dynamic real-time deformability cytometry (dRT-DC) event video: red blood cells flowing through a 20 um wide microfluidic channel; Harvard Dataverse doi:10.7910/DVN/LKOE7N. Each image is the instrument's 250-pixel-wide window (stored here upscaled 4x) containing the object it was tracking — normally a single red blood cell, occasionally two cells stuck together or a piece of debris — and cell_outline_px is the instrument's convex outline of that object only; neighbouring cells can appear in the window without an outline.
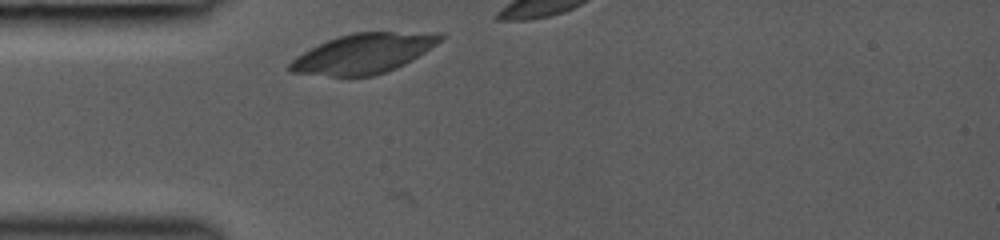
{"species": "common noctule bat (a hibernating species)", "species_latin": "Nyctalus noctula", "temperature_condition": "room temperature", "stored_images_in_passage": 7, "camera_frame_rate_fps": 3000, "um_per_image_px": 0.085, "animal": {"sex": "female", "body_mass_g": 19.0, "forearm_length_mm": 53.3}, "frame": {"image": 1, "passage_image": 2, "time_ms": 0.333, "image_size_px": [1000, 240], "cell_outline_px": [[444, 36], [436, 44], [412, 60], [396, 68], [372, 76], [348, 80], [288, 72], [288, 64], [296, 56], [328, 40], [352, 32], [444, 32]], "centroid_in_image_um": [30.86, 4.59], "position_along_channel_um": 54.1, "area_um2": 35.6}}